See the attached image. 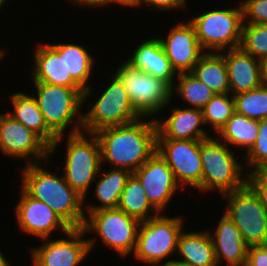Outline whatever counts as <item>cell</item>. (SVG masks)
<instances>
[{
    "label": "cell",
    "mask_w": 267,
    "mask_h": 266,
    "mask_svg": "<svg viewBox=\"0 0 267 266\" xmlns=\"http://www.w3.org/2000/svg\"><path fill=\"white\" fill-rule=\"evenodd\" d=\"M101 149V164L132 173L157 151L155 119L141 117L125 125L108 127L94 133Z\"/></svg>",
    "instance_id": "obj_1"
},
{
    "label": "cell",
    "mask_w": 267,
    "mask_h": 266,
    "mask_svg": "<svg viewBox=\"0 0 267 266\" xmlns=\"http://www.w3.org/2000/svg\"><path fill=\"white\" fill-rule=\"evenodd\" d=\"M24 167V168H23ZM40 163L25 164L19 169L21 187L29 196L45 202L71 228H83L85 222L84 198L61 174L51 172Z\"/></svg>",
    "instance_id": "obj_2"
},
{
    "label": "cell",
    "mask_w": 267,
    "mask_h": 266,
    "mask_svg": "<svg viewBox=\"0 0 267 266\" xmlns=\"http://www.w3.org/2000/svg\"><path fill=\"white\" fill-rule=\"evenodd\" d=\"M32 83L35 87L32 94L43 114L45 123L58 137L50 147V158H52L58 147H61L59 144L65 139L68 129V135L83 132L84 89L50 85L43 82Z\"/></svg>",
    "instance_id": "obj_3"
},
{
    "label": "cell",
    "mask_w": 267,
    "mask_h": 266,
    "mask_svg": "<svg viewBox=\"0 0 267 266\" xmlns=\"http://www.w3.org/2000/svg\"><path fill=\"white\" fill-rule=\"evenodd\" d=\"M221 142L216 136L200 140V155L202 161V192L219 191L225 193L239 190L247 184L249 171H245L239 154Z\"/></svg>",
    "instance_id": "obj_4"
},
{
    "label": "cell",
    "mask_w": 267,
    "mask_h": 266,
    "mask_svg": "<svg viewBox=\"0 0 267 266\" xmlns=\"http://www.w3.org/2000/svg\"><path fill=\"white\" fill-rule=\"evenodd\" d=\"M114 74L125 87L131 104L141 117L157 118L170 107L172 86L163 79L154 77L120 61ZM156 116V117H155Z\"/></svg>",
    "instance_id": "obj_5"
},
{
    "label": "cell",
    "mask_w": 267,
    "mask_h": 266,
    "mask_svg": "<svg viewBox=\"0 0 267 266\" xmlns=\"http://www.w3.org/2000/svg\"><path fill=\"white\" fill-rule=\"evenodd\" d=\"M185 217L167 216L159 213L148 220L141 221L138 229L137 244L133 253L135 259L155 266L171 259L177 251L178 239L185 229ZM170 257V258H169Z\"/></svg>",
    "instance_id": "obj_6"
},
{
    "label": "cell",
    "mask_w": 267,
    "mask_h": 266,
    "mask_svg": "<svg viewBox=\"0 0 267 266\" xmlns=\"http://www.w3.org/2000/svg\"><path fill=\"white\" fill-rule=\"evenodd\" d=\"M236 6V7H235ZM233 7L208 9L188 20L205 52H221L240 47L243 28L241 4Z\"/></svg>",
    "instance_id": "obj_7"
},
{
    "label": "cell",
    "mask_w": 267,
    "mask_h": 266,
    "mask_svg": "<svg viewBox=\"0 0 267 266\" xmlns=\"http://www.w3.org/2000/svg\"><path fill=\"white\" fill-rule=\"evenodd\" d=\"M107 82L104 89L101 87V95L97 93L96 101H84V106L89 104L90 108L83 112V132L94 134L101 129L129 124L141 118L120 79L112 73Z\"/></svg>",
    "instance_id": "obj_8"
},
{
    "label": "cell",
    "mask_w": 267,
    "mask_h": 266,
    "mask_svg": "<svg viewBox=\"0 0 267 266\" xmlns=\"http://www.w3.org/2000/svg\"><path fill=\"white\" fill-rule=\"evenodd\" d=\"M66 136V156L61 171L65 181L86 200L102 166L100 144L91 133Z\"/></svg>",
    "instance_id": "obj_9"
},
{
    "label": "cell",
    "mask_w": 267,
    "mask_h": 266,
    "mask_svg": "<svg viewBox=\"0 0 267 266\" xmlns=\"http://www.w3.org/2000/svg\"><path fill=\"white\" fill-rule=\"evenodd\" d=\"M139 225V220L119 208H110L86 214L83 230L88 236L97 234L105 248L123 259L135 251Z\"/></svg>",
    "instance_id": "obj_10"
},
{
    "label": "cell",
    "mask_w": 267,
    "mask_h": 266,
    "mask_svg": "<svg viewBox=\"0 0 267 266\" xmlns=\"http://www.w3.org/2000/svg\"><path fill=\"white\" fill-rule=\"evenodd\" d=\"M226 200L227 215L248 246L267 244V209L254 190L246 184L239 190L221 196Z\"/></svg>",
    "instance_id": "obj_11"
},
{
    "label": "cell",
    "mask_w": 267,
    "mask_h": 266,
    "mask_svg": "<svg viewBox=\"0 0 267 266\" xmlns=\"http://www.w3.org/2000/svg\"><path fill=\"white\" fill-rule=\"evenodd\" d=\"M63 236L67 237L41 239L44 242L30 250L31 266H81L97 246L98 238H86L83 228H71Z\"/></svg>",
    "instance_id": "obj_12"
},
{
    "label": "cell",
    "mask_w": 267,
    "mask_h": 266,
    "mask_svg": "<svg viewBox=\"0 0 267 266\" xmlns=\"http://www.w3.org/2000/svg\"><path fill=\"white\" fill-rule=\"evenodd\" d=\"M182 189L202 192L200 140L157 139V151Z\"/></svg>",
    "instance_id": "obj_13"
},
{
    "label": "cell",
    "mask_w": 267,
    "mask_h": 266,
    "mask_svg": "<svg viewBox=\"0 0 267 266\" xmlns=\"http://www.w3.org/2000/svg\"><path fill=\"white\" fill-rule=\"evenodd\" d=\"M0 152L3 156L24 160L26 164L53 162L50 147L32 130L11 115L0 113ZM28 160V161H27ZM50 160V161H49Z\"/></svg>",
    "instance_id": "obj_14"
},
{
    "label": "cell",
    "mask_w": 267,
    "mask_h": 266,
    "mask_svg": "<svg viewBox=\"0 0 267 266\" xmlns=\"http://www.w3.org/2000/svg\"><path fill=\"white\" fill-rule=\"evenodd\" d=\"M19 190L20 200L14 206V213L17 225L23 233L46 239L51 238L57 230L62 236L71 229L45 202L29 196L21 187Z\"/></svg>",
    "instance_id": "obj_15"
},
{
    "label": "cell",
    "mask_w": 267,
    "mask_h": 266,
    "mask_svg": "<svg viewBox=\"0 0 267 266\" xmlns=\"http://www.w3.org/2000/svg\"><path fill=\"white\" fill-rule=\"evenodd\" d=\"M133 175L140 181L147 199L159 213L166 212L178 190L184 191L177 183L172 170L157 152L135 170Z\"/></svg>",
    "instance_id": "obj_16"
},
{
    "label": "cell",
    "mask_w": 267,
    "mask_h": 266,
    "mask_svg": "<svg viewBox=\"0 0 267 266\" xmlns=\"http://www.w3.org/2000/svg\"><path fill=\"white\" fill-rule=\"evenodd\" d=\"M177 23L166 33L167 37L163 35L158 39L176 73H188L205 51L196 38L193 25L188 20L186 23L185 20Z\"/></svg>",
    "instance_id": "obj_17"
},
{
    "label": "cell",
    "mask_w": 267,
    "mask_h": 266,
    "mask_svg": "<svg viewBox=\"0 0 267 266\" xmlns=\"http://www.w3.org/2000/svg\"><path fill=\"white\" fill-rule=\"evenodd\" d=\"M169 117L155 118L158 134L157 139L205 140L212 136L207 133L200 109L190 107H173ZM206 129V130H205Z\"/></svg>",
    "instance_id": "obj_18"
},
{
    "label": "cell",
    "mask_w": 267,
    "mask_h": 266,
    "mask_svg": "<svg viewBox=\"0 0 267 266\" xmlns=\"http://www.w3.org/2000/svg\"><path fill=\"white\" fill-rule=\"evenodd\" d=\"M31 71L33 82L65 87H81L73 78H66L64 43H41L35 46Z\"/></svg>",
    "instance_id": "obj_19"
},
{
    "label": "cell",
    "mask_w": 267,
    "mask_h": 266,
    "mask_svg": "<svg viewBox=\"0 0 267 266\" xmlns=\"http://www.w3.org/2000/svg\"><path fill=\"white\" fill-rule=\"evenodd\" d=\"M140 41L133 46L132 54L125 59L132 67L140 69L154 77L168 82L171 86L176 82L177 73L169 61L161 41L155 35Z\"/></svg>",
    "instance_id": "obj_20"
},
{
    "label": "cell",
    "mask_w": 267,
    "mask_h": 266,
    "mask_svg": "<svg viewBox=\"0 0 267 266\" xmlns=\"http://www.w3.org/2000/svg\"><path fill=\"white\" fill-rule=\"evenodd\" d=\"M213 231L208 229L217 265L226 262L227 266H245L248 245L242 239L234 222L223 213Z\"/></svg>",
    "instance_id": "obj_21"
},
{
    "label": "cell",
    "mask_w": 267,
    "mask_h": 266,
    "mask_svg": "<svg viewBox=\"0 0 267 266\" xmlns=\"http://www.w3.org/2000/svg\"><path fill=\"white\" fill-rule=\"evenodd\" d=\"M227 67L230 93L238 95L261 86L260 63L240 47L220 52Z\"/></svg>",
    "instance_id": "obj_22"
},
{
    "label": "cell",
    "mask_w": 267,
    "mask_h": 266,
    "mask_svg": "<svg viewBox=\"0 0 267 266\" xmlns=\"http://www.w3.org/2000/svg\"><path fill=\"white\" fill-rule=\"evenodd\" d=\"M132 174L126 169L104 170L102 165L94 182V184L96 183L94 193H92L99 204H91L90 202L87 204L84 200L85 215L101 209L117 208L125 184Z\"/></svg>",
    "instance_id": "obj_23"
},
{
    "label": "cell",
    "mask_w": 267,
    "mask_h": 266,
    "mask_svg": "<svg viewBox=\"0 0 267 266\" xmlns=\"http://www.w3.org/2000/svg\"><path fill=\"white\" fill-rule=\"evenodd\" d=\"M10 95L9 102L12 104V111H7V113L36 133L51 147L58 137L47 127L43 114L33 95L23 91H17Z\"/></svg>",
    "instance_id": "obj_24"
},
{
    "label": "cell",
    "mask_w": 267,
    "mask_h": 266,
    "mask_svg": "<svg viewBox=\"0 0 267 266\" xmlns=\"http://www.w3.org/2000/svg\"><path fill=\"white\" fill-rule=\"evenodd\" d=\"M178 259L191 266H218L208 230H183L178 239Z\"/></svg>",
    "instance_id": "obj_25"
},
{
    "label": "cell",
    "mask_w": 267,
    "mask_h": 266,
    "mask_svg": "<svg viewBox=\"0 0 267 266\" xmlns=\"http://www.w3.org/2000/svg\"><path fill=\"white\" fill-rule=\"evenodd\" d=\"M90 52L84 44L67 43V41L64 43L66 78H73L84 89V101L90 100L91 95L94 96L92 91L95 89L89 81L96 67L93 66L96 62L95 57Z\"/></svg>",
    "instance_id": "obj_26"
},
{
    "label": "cell",
    "mask_w": 267,
    "mask_h": 266,
    "mask_svg": "<svg viewBox=\"0 0 267 266\" xmlns=\"http://www.w3.org/2000/svg\"><path fill=\"white\" fill-rule=\"evenodd\" d=\"M259 121L234 113L215 135L221 142L235 151L243 149L247 153L257 139ZM218 135V136H217Z\"/></svg>",
    "instance_id": "obj_27"
},
{
    "label": "cell",
    "mask_w": 267,
    "mask_h": 266,
    "mask_svg": "<svg viewBox=\"0 0 267 266\" xmlns=\"http://www.w3.org/2000/svg\"><path fill=\"white\" fill-rule=\"evenodd\" d=\"M190 73L214 93H230L227 67L220 52H205Z\"/></svg>",
    "instance_id": "obj_28"
},
{
    "label": "cell",
    "mask_w": 267,
    "mask_h": 266,
    "mask_svg": "<svg viewBox=\"0 0 267 266\" xmlns=\"http://www.w3.org/2000/svg\"><path fill=\"white\" fill-rule=\"evenodd\" d=\"M117 208L140 222L159 214L147 199L144 187L133 174L125 184Z\"/></svg>",
    "instance_id": "obj_29"
},
{
    "label": "cell",
    "mask_w": 267,
    "mask_h": 266,
    "mask_svg": "<svg viewBox=\"0 0 267 266\" xmlns=\"http://www.w3.org/2000/svg\"><path fill=\"white\" fill-rule=\"evenodd\" d=\"M178 80V81H177ZM176 83L172 86V98L179 96L180 101H184L187 107L202 110L205 105L216 95L209 86L198 80L190 72L179 73ZM178 95H176V93ZM175 93V94H174ZM176 95V96H174Z\"/></svg>",
    "instance_id": "obj_30"
},
{
    "label": "cell",
    "mask_w": 267,
    "mask_h": 266,
    "mask_svg": "<svg viewBox=\"0 0 267 266\" xmlns=\"http://www.w3.org/2000/svg\"><path fill=\"white\" fill-rule=\"evenodd\" d=\"M205 127L216 133L235 113V100L231 93L216 94L202 109Z\"/></svg>",
    "instance_id": "obj_31"
},
{
    "label": "cell",
    "mask_w": 267,
    "mask_h": 266,
    "mask_svg": "<svg viewBox=\"0 0 267 266\" xmlns=\"http://www.w3.org/2000/svg\"><path fill=\"white\" fill-rule=\"evenodd\" d=\"M235 112L254 120L267 119V86L234 95Z\"/></svg>",
    "instance_id": "obj_32"
},
{
    "label": "cell",
    "mask_w": 267,
    "mask_h": 266,
    "mask_svg": "<svg viewBox=\"0 0 267 266\" xmlns=\"http://www.w3.org/2000/svg\"><path fill=\"white\" fill-rule=\"evenodd\" d=\"M240 48L258 60L267 57V24H243Z\"/></svg>",
    "instance_id": "obj_33"
},
{
    "label": "cell",
    "mask_w": 267,
    "mask_h": 266,
    "mask_svg": "<svg viewBox=\"0 0 267 266\" xmlns=\"http://www.w3.org/2000/svg\"><path fill=\"white\" fill-rule=\"evenodd\" d=\"M243 158L244 167L254 171L260 168H267V119L259 121V131L255 143Z\"/></svg>",
    "instance_id": "obj_34"
},
{
    "label": "cell",
    "mask_w": 267,
    "mask_h": 266,
    "mask_svg": "<svg viewBox=\"0 0 267 266\" xmlns=\"http://www.w3.org/2000/svg\"><path fill=\"white\" fill-rule=\"evenodd\" d=\"M244 24H267V0L241 1Z\"/></svg>",
    "instance_id": "obj_35"
},
{
    "label": "cell",
    "mask_w": 267,
    "mask_h": 266,
    "mask_svg": "<svg viewBox=\"0 0 267 266\" xmlns=\"http://www.w3.org/2000/svg\"><path fill=\"white\" fill-rule=\"evenodd\" d=\"M247 184L254 190L267 209V168L248 172Z\"/></svg>",
    "instance_id": "obj_36"
},
{
    "label": "cell",
    "mask_w": 267,
    "mask_h": 266,
    "mask_svg": "<svg viewBox=\"0 0 267 266\" xmlns=\"http://www.w3.org/2000/svg\"><path fill=\"white\" fill-rule=\"evenodd\" d=\"M189 0H138L137 7H143L152 9V11L157 12H169L184 10L187 11Z\"/></svg>",
    "instance_id": "obj_37"
},
{
    "label": "cell",
    "mask_w": 267,
    "mask_h": 266,
    "mask_svg": "<svg viewBox=\"0 0 267 266\" xmlns=\"http://www.w3.org/2000/svg\"><path fill=\"white\" fill-rule=\"evenodd\" d=\"M245 266H267V244L248 246Z\"/></svg>",
    "instance_id": "obj_38"
},
{
    "label": "cell",
    "mask_w": 267,
    "mask_h": 266,
    "mask_svg": "<svg viewBox=\"0 0 267 266\" xmlns=\"http://www.w3.org/2000/svg\"><path fill=\"white\" fill-rule=\"evenodd\" d=\"M69 3L74 6H78L81 8V6L86 9V8H106L107 7V0H69ZM86 7V8H85Z\"/></svg>",
    "instance_id": "obj_39"
},
{
    "label": "cell",
    "mask_w": 267,
    "mask_h": 266,
    "mask_svg": "<svg viewBox=\"0 0 267 266\" xmlns=\"http://www.w3.org/2000/svg\"><path fill=\"white\" fill-rule=\"evenodd\" d=\"M114 6L115 4H117L118 6H124V7H137L138 5V0H107V8L108 6Z\"/></svg>",
    "instance_id": "obj_40"
},
{
    "label": "cell",
    "mask_w": 267,
    "mask_h": 266,
    "mask_svg": "<svg viewBox=\"0 0 267 266\" xmlns=\"http://www.w3.org/2000/svg\"><path fill=\"white\" fill-rule=\"evenodd\" d=\"M261 85L267 86V57L259 60Z\"/></svg>",
    "instance_id": "obj_41"
},
{
    "label": "cell",
    "mask_w": 267,
    "mask_h": 266,
    "mask_svg": "<svg viewBox=\"0 0 267 266\" xmlns=\"http://www.w3.org/2000/svg\"><path fill=\"white\" fill-rule=\"evenodd\" d=\"M155 266H191V265H189L186 262L177 260V259H170L169 261L167 260V261L163 262L162 264L160 263V264H157Z\"/></svg>",
    "instance_id": "obj_42"
},
{
    "label": "cell",
    "mask_w": 267,
    "mask_h": 266,
    "mask_svg": "<svg viewBox=\"0 0 267 266\" xmlns=\"http://www.w3.org/2000/svg\"><path fill=\"white\" fill-rule=\"evenodd\" d=\"M5 257L4 253L0 250V266H13Z\"/></svg>",
    "instance_id": "obj_43"
},
{
    "label": "cell",
    "mask_w": 267,
    "mask_h": 266,
    "mask_svg": "<svg viewBox=\"0 0 267 266\" xmlns=\"http://www.w3.org/2000/svg\"><path fill=\"white\" fill-rule=\"evenodd\" d=\"M8 50H6L5 48H0V64L3 62V59L5 58L6 53H7ZM6 52V53H5Z\"/></svg>",
    "instance_id": "obj_44"
},
{
    "label": "cell",
    "mask_w": 267,
    "mask_h": 266,
    "mask_svg": "<svg viewBox=\"0 0 267 266\" xmlns=\"http://www.w3.org/2000/svg\"><path fill=\"white\" fill-rule=\"evenodd\" d=\"M9 0H0V11L2 10H4L2 7H4L5 5H7V2H8ZM4 5V6H3Z\"/></svg>",
    "instance_id": "obj_45"
}]
</instances>
